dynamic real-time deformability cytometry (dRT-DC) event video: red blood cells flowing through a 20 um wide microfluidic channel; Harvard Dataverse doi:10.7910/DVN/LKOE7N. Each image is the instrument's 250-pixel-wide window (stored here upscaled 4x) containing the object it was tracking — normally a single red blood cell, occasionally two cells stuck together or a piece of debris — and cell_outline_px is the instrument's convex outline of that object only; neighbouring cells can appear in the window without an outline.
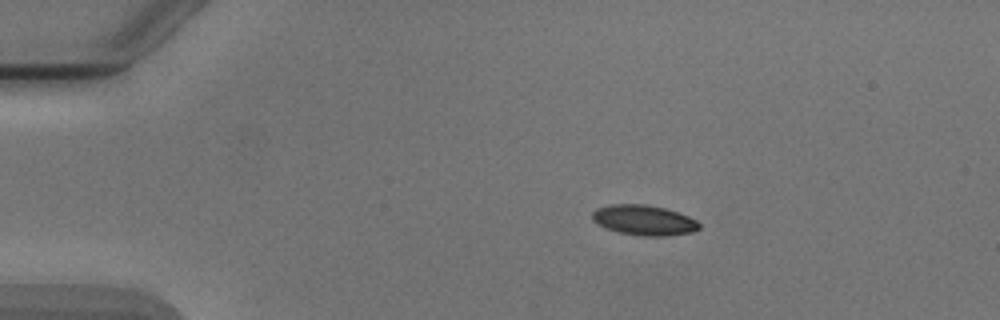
{"species": "Egyptian fruit bat (a non-hibernating species)", "species_latin": "Rousettus aegyptiacus", "temperature_condition": "cold", "stored_images_in_passage": 6, "camera_frame_rate_fps": 3000, "um_per_image_px": 0.085, "animal": {"sex": "male"}, "frame": {"image": 1, "passage_image": 3, "time_ms": 3.333, "image_size_px": [1000, 320], "cell_outline_px": [[700, 228], [692, 232], [664, 236], [640, 236], [616, 232], [604, 228], [596, 224], [592, 220], [592, 212], [596, 208], [612, 204], [644, 204], [664, 208], [688, 216], [696, 220], [700, 224]], "centroid_in_image_um": [54.68, 18.72], "position_along_channel_um": 30.3, "area_um2": 18.96}}
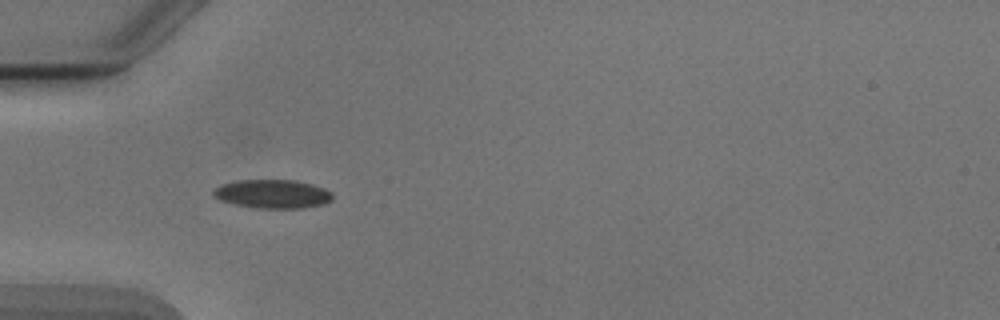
{"frame": {"image": 2, "passage_image": 5, "time_ms": 5.667, "image_size_px": [1000, 320], "cell_outline_px": [[332, 200], [324, 204], [304, 208], [256, 208], [236, 204], [220, 200], [212, 196], [212, 188], [220, 184], [236, 180], [292, 180], [312, 184], [324, 188], [332, 192]], "centroid_in_image_um": [23.13, 16.48], "position_along_channel_um": 61.9, "area_um2": 20.11}}